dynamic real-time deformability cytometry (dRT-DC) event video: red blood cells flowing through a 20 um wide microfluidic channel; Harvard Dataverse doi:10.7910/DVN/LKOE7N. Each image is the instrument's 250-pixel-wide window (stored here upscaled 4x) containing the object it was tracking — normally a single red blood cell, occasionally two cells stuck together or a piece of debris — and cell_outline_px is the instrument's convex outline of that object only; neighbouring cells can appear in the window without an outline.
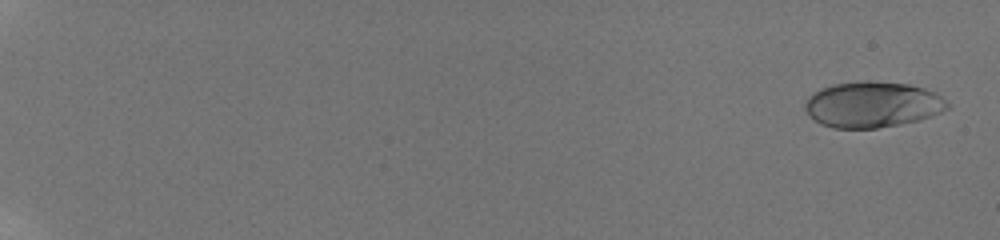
{"species": "human", "species_latin": "Homo sapiens", "temperature_condition": "room temperature", "stored_images_in_passage": 82, "camera_frame_rate_fps": 3000, "um_per_image_px": 0.085, "donor": {"sex": "male"}, "frame": {"image": 1, "passage_image": 3, "time_ms": 0.333, "image_size_px": [1000, 240], "cell_outline_px": [[952, 108], [932, 116], [920, 120], [876, 128], [832, 128], [820, 124], [808, 116], [804, 108], [804, 104], [808, 96], [820, 88], [832, 84], [864, 80], [908, 84], [924, 88], [936, 92], [948, 100]], "centroid_in_image_um": [74.17, 8.88], "position_along_channel_um": 10.8, "area_um2": 38.67}}
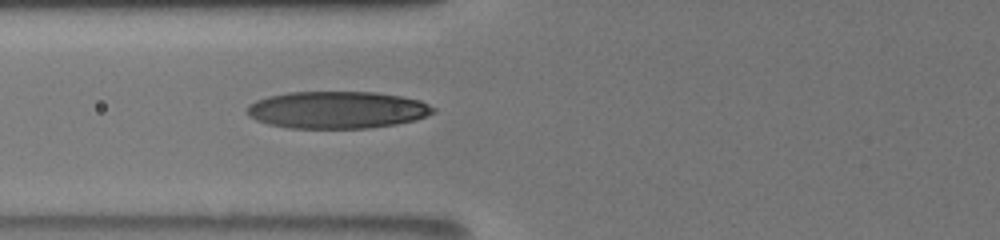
{"frame": {"image": 2, "passage_image": 45, "time_ms": 8.667, "image_size_px": [1000, 240], "cell_outline_px": [[436, 112], [416, 120], [396, 124], [368, 128], [288, 128], [268, 124], [256, 120], [248, 116], [248, 104], [256, 100], [268, 96], [288, 92], [376, 92], [400, 96], [420, 100], [436, 108]], "centroid_in_image_um": [28.67, 9.34], "position_along_channel_um": 97.1, "area_um2": 40.52}}
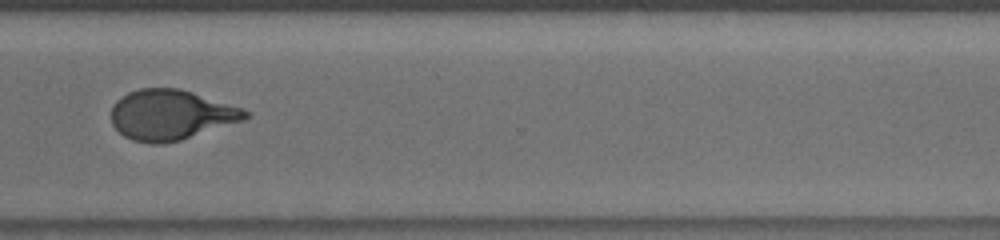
{"frame": {"image": 3, "passage_image": 81, "time_ms": 15.333, "image_size_px": [1000, 240], "cell_outline_px": [[252, 116], [244, 120], [180, 140], [160, 144], [152, 144], [132, 140], [124, 136], [112, 124], [112, 108], [116, 100], [128, 92], [140, 88], [180, 88], [244, 108], [252, 112]], "centroid_in_image_um": [14.56, 9.75], "position_along_channel_um": 356.0, "area_um2": 39.3}}